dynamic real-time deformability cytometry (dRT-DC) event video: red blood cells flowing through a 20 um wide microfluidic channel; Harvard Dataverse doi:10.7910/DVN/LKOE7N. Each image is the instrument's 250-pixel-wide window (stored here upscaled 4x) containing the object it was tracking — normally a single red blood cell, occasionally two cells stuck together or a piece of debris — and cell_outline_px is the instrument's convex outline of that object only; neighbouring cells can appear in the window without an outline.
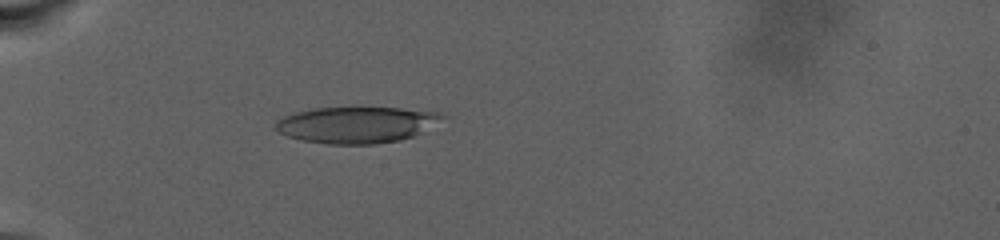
{"species": "human", "species_latin": "Homo sapiens", "temperature_condition": "warm", "stored_images_in_passage": 89, "camera_frame_rate_fps": 3000, "um_per_image_px": 0.085, "donor": {"sex": "male"}, "frame": {"image": 1, "passage_image": 31, "time_ms": 10.0, "image_size_px": [1000, 240], "cell_outline_px": [[444, 116], [420, 132], [412, 136], [400, 140], [376, 144], [328, 144], [304, 140], [288, 136], [280, 132], [276, 128], [276, 120], [284, 116], [296, 112], [316, 108], [400, 108], [436, 112]], "centroid_in_image_um": [30.24, 10.61], "position_along_channel_um": 54.8, "area_um2": 34.51}}
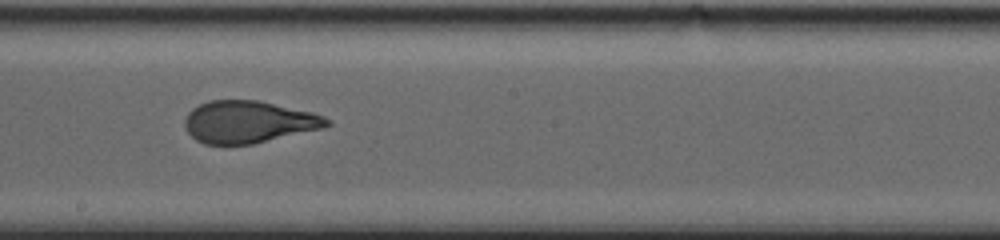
{"frame": {"image": 2, "passage_image": 55, "time_ms": 18.0, "image_size_px": [1000, 240], "cell_outline_px": [[332, 124], [324, 128], [252, 144], [204, 144], [196, 140], [188, 132], [184, 124], [184, 120], [188, 112], [192, 108], [208, 100], [256, 100], [312, 112], [324, 116], [332, 120]], "centroid_in_image_um": [21.13, 10.36], "position_along_channel_um": 227.1, "area_um2": 34.91}}
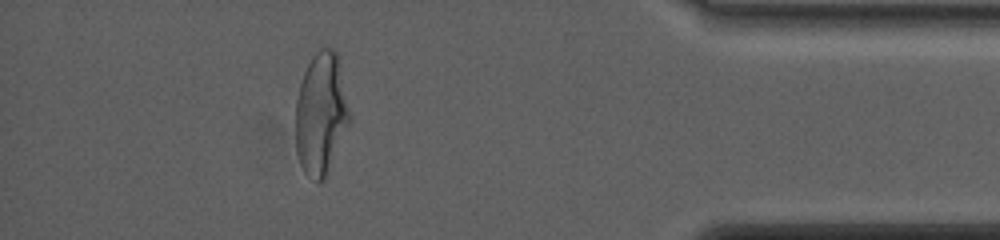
{"frame": {"image": 3, "passage_image": 81, "time_ms": 26.667, "image_size_px": [1000, 240], "cell_outline_px": [[352, 116], [324, 180], [316, 180], [308, 176], [304, 172], [300, 164], [296, 152], [296, 100], [300, 84], [304, 72], [308, 64], [316, 52], [320, 48], [332, 48], [336, 52]], "centroid_in_image_um": [27.28, 9.67], "position_along_channel_um": 407.9, "area_um2": 38.09}, "authors_computed_cell_mechanics": {"area_um2": 36.0672, "velocity_mm_per_s": 2.4685, "shape_relaxation_time_tau1_ms": null, "shape_relaxation_time_tau2_ms": 1.2926, "deformation_change_tau1": null, "deformation_change_tau2": 0.0809}}